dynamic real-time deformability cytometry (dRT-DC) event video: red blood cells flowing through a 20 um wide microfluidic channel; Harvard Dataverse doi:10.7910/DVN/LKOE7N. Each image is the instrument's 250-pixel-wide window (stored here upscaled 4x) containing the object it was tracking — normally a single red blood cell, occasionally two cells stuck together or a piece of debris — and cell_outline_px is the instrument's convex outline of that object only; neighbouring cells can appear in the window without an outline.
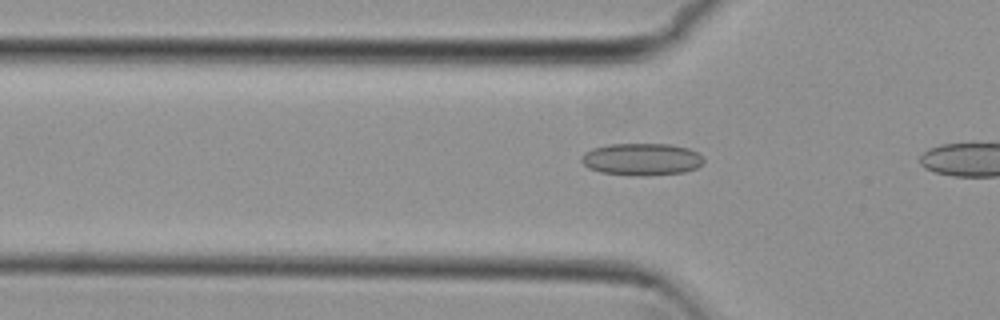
{"species": "common noctule bat (a hibernating species)", "species_latin": "Nyctalus noctula", "temperature_condition": "cold", "stored_images_in_passage": 9, "camera_frame_rate_fps": 3000, "um_per_image_px": 0.085, "animal": {"sex": "female", "body_mass_g": 29.2, "forearm_length_mm": 56.3}, "frame": {"image": 1, "passage_image": 6, "time_ms": 1.667, "image_size_px": [1000, 320], "cell_outline_px": [[704, 160], [696, 168], [684, 172], [648, 176], [636, 176], [600, 172], [588, 168], [580, 160], [580, 156], [584, 152], [592, 148], [608, 144], [672, 144], [688, 148], [704, 156]], "centroid_in_image_um": [54.52, 13.54], "position_along_channel_um": 71.3, "area_um2": 23.18}}